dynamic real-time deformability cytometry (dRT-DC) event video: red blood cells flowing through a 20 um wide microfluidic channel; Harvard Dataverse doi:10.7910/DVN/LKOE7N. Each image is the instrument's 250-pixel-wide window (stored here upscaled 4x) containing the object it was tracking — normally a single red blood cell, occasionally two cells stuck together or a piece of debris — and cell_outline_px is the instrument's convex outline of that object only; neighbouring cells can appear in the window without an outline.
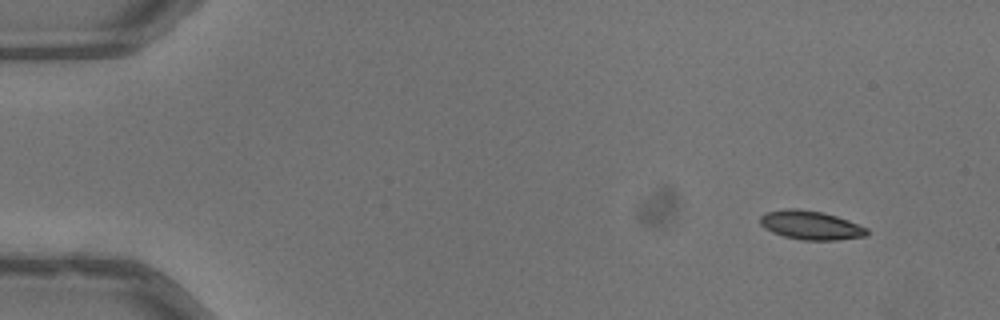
{"species": "common noctule bat (a hibernating species)", "species_latin": "Nyctalus noctula", "temperature_condition": "warm", "stored_images_in_passage": 49, "camera_frame_rate_fps": 3000, "um_per_image_px": 0.085, "animal": {"sex": "male", "body_mass_g": 13.3}, "frame": {"image": 1, "passage_image": 1, "time_ms": 0.0, "image_size_px": [1000, 320], "cell_outline_px": [[868, 232], [864, 236], [836, 240], [800, 240], [784, 236], [772, 232], [764, 228], [760, 224], [760, 216], [764, 212], [784, 208], [796, 208], [824, 212], [848, 220], [868, 228]], "centroid_in_image_um": [68.87, 19.13], "position_along_channel_um": 16.1, "area_um2": 18.09}}
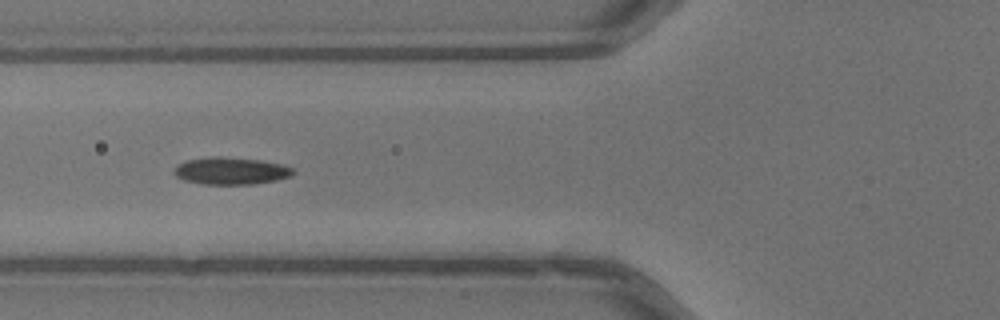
{"frame": {"image": 2, "passage_image": 17, "time_ms": 5.333, "image_size_px": [1000, 320], "cell_outline_px": [[296, 172], [292, 176], [276, 180], [252, 184], [200, 184], [184, 180], [176, 176], [172, 172], [180, 164], [188, 160], [216, 156], [220, 156], [260, 160], [280, 164], [292, 168]], "centroid_in_image_um": [19.64, 14.53], "position_along_channel_um": 106.2, "area_um2": 18.73}}
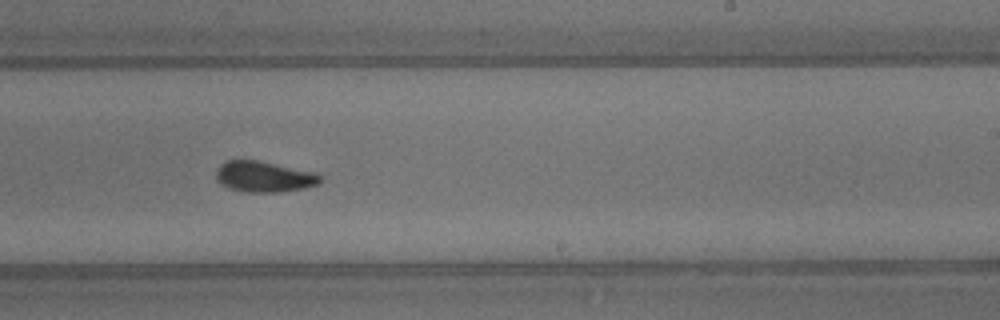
{"frame": {"image": 3, "passage_image": 29, "time_ms": 9.333, "image_size_px": [1000, 320], "cell_outline_px": [[320, 184], [304, 188], [280, 192], [248, 192], [232, 188], [216, 180], [216, 172], [220, 164], [228, 160], [256, 160], [316, 172], [320, 176]], "centroid_in_image_um": [22.47, 15.01], "position_along_channel_um": 266.5, "area_um2": 18.5}, "authors_computed_cell_mechanics": {"area_um2": 18.1492, "velocity_mm_per_s": 4.0084, "shape_relaxation_time_tau1_ms": 3.8844, "shape_relaxation_time_tau2_ms": 2.2239, "deformation_change_tau1": 0.1036, "deformation_change_tau2": 0.0848}}